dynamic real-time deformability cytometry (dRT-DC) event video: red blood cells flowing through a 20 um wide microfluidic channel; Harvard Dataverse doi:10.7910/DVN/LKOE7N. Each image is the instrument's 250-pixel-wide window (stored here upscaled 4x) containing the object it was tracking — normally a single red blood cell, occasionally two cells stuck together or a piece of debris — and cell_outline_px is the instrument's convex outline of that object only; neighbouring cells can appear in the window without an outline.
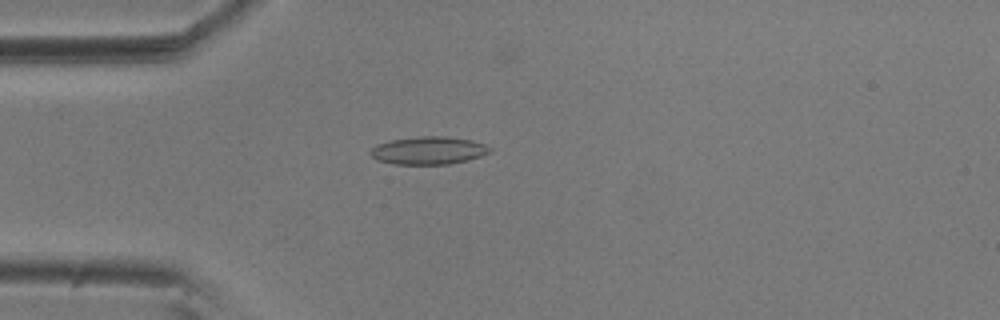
{"species": "common noctule bat (a hibernating species)", "species_latin": "Nyctalus noctula", "temperature_condition": "room temperature", "stored_images_in_passage": 47, "camera_frame_rate_fps": 3000, "um_per_image_px": 0.085, "animal": {"sex": "male", "body_mass_g": 20.5, "forearm_length_mm": 52.5}, "frame": {"image": 1, "passage_image": 6, "time_ms": 1.667, "image_size_px": [1000, 320], "cell_outline_px": [[492, 152], [468, 160], [448, 164], [392, 164], [376, 160], [368, 152], [376, 144], [392, 140], [420, 136], [448, 136], [472, 140], [484, 144], [492, 148]], "centroid_in_image_um": [36.42, 12.79], "position_along_channel_um": 48.6, "area_um2": 19.48}}
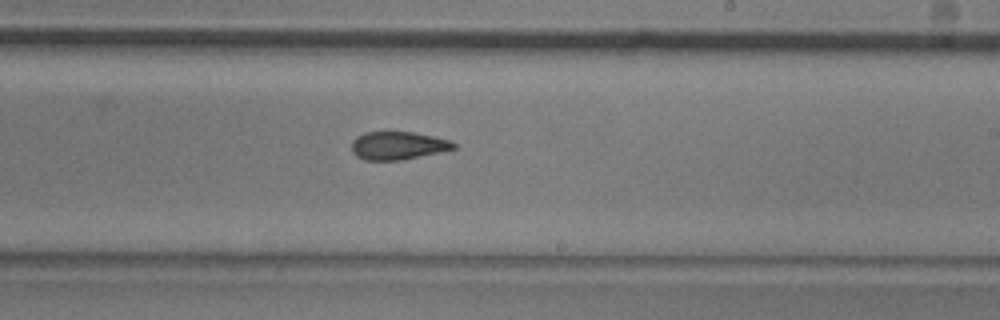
{"frame": {"image": 2, "passage_image": 24, "time_ms": 7.667, "image_size_px": [1000, 320], "cell_outline_px": [[456, 148], [400, 160], [364, 160], [356, 156], [352, 152], [352, 140], [356, 136], [364, 132], [412, 132], [452, 140], [456, 144]], "centroid_in_image_um": [33.79, 12.37], "position_along_channel_um": 255.2, "area_um2": 16.59}}
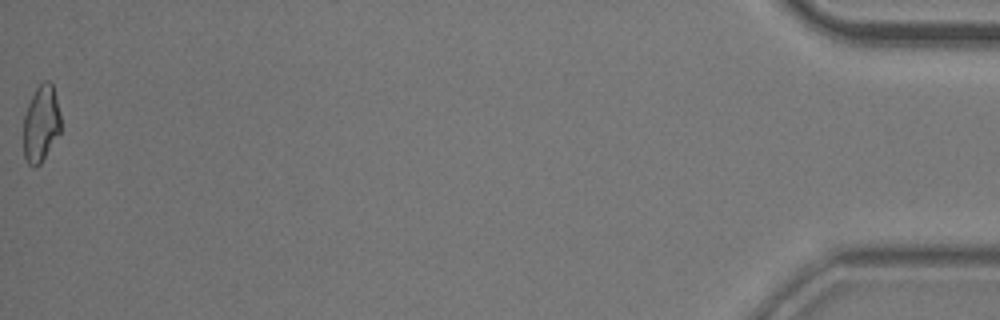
{"frame": {"image": 3, "passage_image": 47, "time_ms": 15.333, "image_size_px": [1000, 320], "cell_outline_px": [[60, 132], [40, 164], [32, 168], [28, 164], [24, 156], [24, 116], [28, 104], [36, 88], [44, 80], [48, 80], [52, 84], [60, 112]], "centroid_in_image_um": [3.48, 10.52], "position_along_channel_um": 431.7, "area_um2": 16.47}, "authors_computed_cell_mechanics": {"area_um2": 17.4556, "velocity_mm_per_s": 3.6147, "shape_relaxation_time_tau1_ms": null, "shape_relaxation_time_tau2_ms": 2.1059, "deformation_change_tau1": null, "deformation_change_tau2": 0.0968}}